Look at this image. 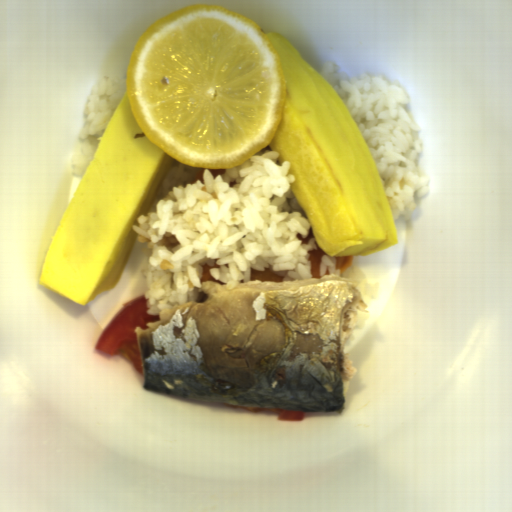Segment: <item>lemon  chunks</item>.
Masks as SVG:
<instances>
[{"mask_svg": "<svg viewBox=\"0 0 512 512\" xmlns=\"http://www.w3.org/2000/svg\"><path fill=\"white\" fill-rule=\"evenodd\" d=\"M126 95L142 132L168 156L226 169L270 144L288 89L272 41L251 18L199 4L161 16L140 35Z\"/></svg>", "mask_w": 512, "mask_h": 512, "instance_id": "1", "label": "lemon chunks"}]
</instances>
